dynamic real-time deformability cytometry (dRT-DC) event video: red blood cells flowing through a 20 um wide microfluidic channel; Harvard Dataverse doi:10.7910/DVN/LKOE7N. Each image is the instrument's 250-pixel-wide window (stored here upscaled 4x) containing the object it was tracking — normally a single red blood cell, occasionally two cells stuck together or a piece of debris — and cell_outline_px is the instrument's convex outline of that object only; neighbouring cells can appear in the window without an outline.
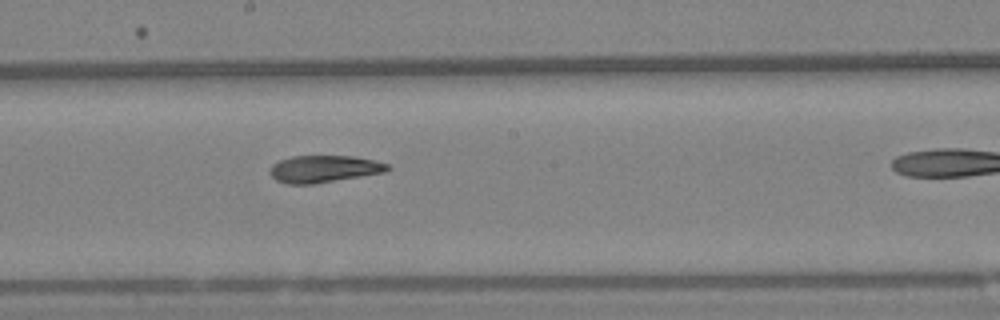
{"species": "Egyptian fruit bat (a non-hibernating species)", "species_latin": "Rousettus aegyptiacus", "temperature_condition": "warm", "stored_images_in_passage": 6, "segment_of_instrument_passage": [1, 2], "camera_frame_rate_fps": 3000, "um_per_image_px": 0.085, "animal": {"sex": "female"}, "frame": {"image": 1, "passage_image": 5, "time_ms": 1.333, "image_size_px": [1000, 320], "cell_outline_px": [[392, 168], [384, 172], [312, 184], [288, 184], [276, 180], [268, 172], [268, 168], [272, 164], [280, 160], [292, 156], [352, 156], [372, 160], [388, 164]], "centroid_in_image_um": [27.48, 14.35], "position_along_channel_um": 220.7, "area_um2": 18.44}}